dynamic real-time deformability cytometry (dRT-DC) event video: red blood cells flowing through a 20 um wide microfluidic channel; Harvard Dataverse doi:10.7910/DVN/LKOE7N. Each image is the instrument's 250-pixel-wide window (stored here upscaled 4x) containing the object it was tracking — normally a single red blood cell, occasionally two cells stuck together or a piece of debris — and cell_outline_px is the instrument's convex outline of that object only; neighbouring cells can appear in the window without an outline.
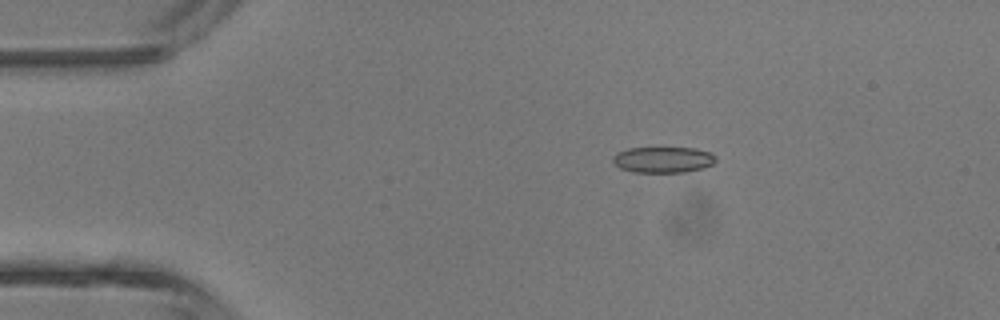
{"species": "common noctule bat (a hibernating species)", "species_latin": "Nyctalus noctula", "temperature_condition": "room temperature", "stored_images_in_passage": 5, "camera_frame_rate_fps": 3000, "um_per_image_px": 0.085, "animal": {"sex": "male", "body_mass_g": 13.3}, "frame": {"image": 1, "passage_image": 3, "time_ms": 2.333, "image_size_px": [1000, 320], "cell_outline_px": [[716, 160], [712, 164], [704, 168], [684, 172], [632, 172], [620, 168], [612, 160], [612, 156], [616, 152], [628, 148], [696, 148], [712, 152], [716, 156]], "centroid_in_image_um": [56.37, 13.57], "position_along_channel_um": 28.6, "area_um2": 15.72}}